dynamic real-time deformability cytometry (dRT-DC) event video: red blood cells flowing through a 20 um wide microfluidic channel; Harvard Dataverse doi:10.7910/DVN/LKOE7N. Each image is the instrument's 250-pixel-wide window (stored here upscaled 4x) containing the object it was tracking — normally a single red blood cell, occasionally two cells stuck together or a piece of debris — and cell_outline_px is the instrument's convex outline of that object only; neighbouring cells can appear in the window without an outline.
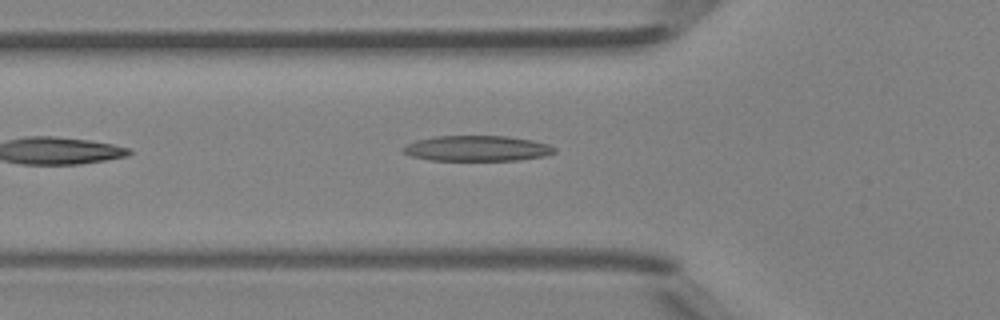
{"species": "Egyptian fruit bat (a non-hibernating species)", "species_latin": "Rousettus aegyptiacus", "temperature_condition": "room temperature", "stored_images_in_passage": 33, "camera_frame_rate_fps": 3000, "um_per_image_px": 0.085, "animal": {"sex": "female"}, "frame": {"image": 1, "passage_image": 3, "time_ms": 0.667, "image_size_px": [1000, 320], "cell_outline_px": [[556, 152], [544, 156], [520, 160], [428, 160], [412, 156], [400, 152], [400, 148], [416, 140], [436, 136], [508, 136], [532, 140], [548, 144], [556, 148]], "centroid_in_image_um": [40.53, 12.61], "position_along_channel_um": 85.3, "area_um2": 22.6}}
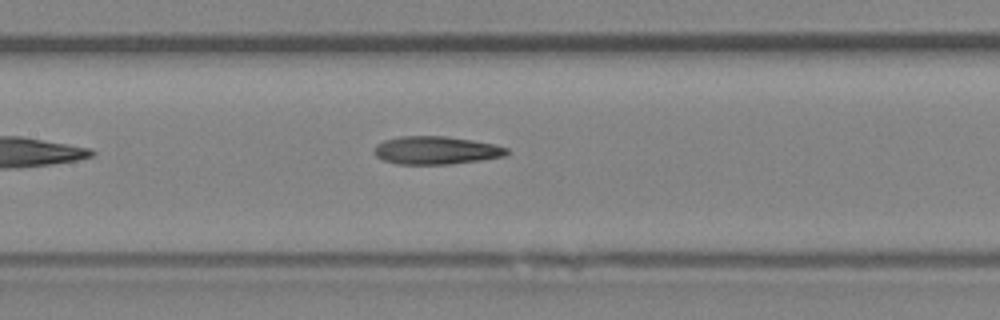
{"frame": {"image": 2, "passage_image": 9, "time_ms": 2.667, "image_size_px": [1000, 320], "cell_outline_px": [[508, 152], [504, 156], [480, 160], [448, 164], [396, 164], [384, 160], [376, 156], [372, 152], [376, 144], [384, 140], [400, 136], [444, 136], [472, 140], [492, 144], [508, 148]], "centroid_in_image_um": [37.01, 12.77], "position_along_channel_um": 170.4, "area_um2": 21.56}}
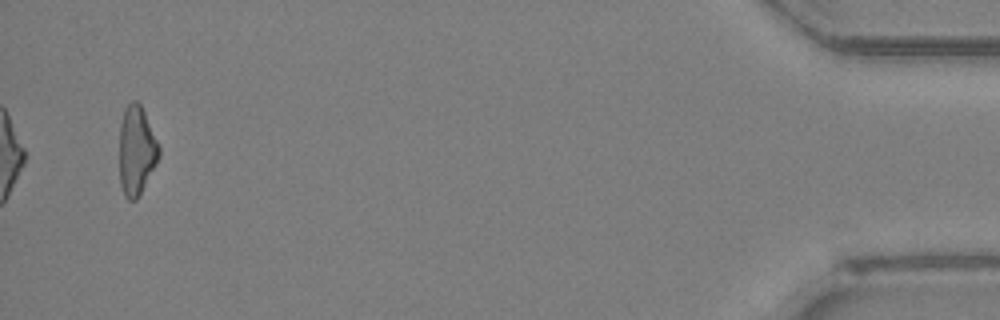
{"frame": {"image": 3, "passage_image": 33, "time_ms": 10.667, "image_size_px": [1000, 320], "cell_outline_px": [[160, 156], [156, 164], [136, 200], [128, 200], [124, 196], [120, 184], [120, 124], [124, 108], [132, 100], [136, 100], [140, 104], [160, 144]], "centroid_in_image_um": [11.6, 12.77], "position_along_channel_um": 423.6, "area_um2": 20.58}, "authors_computed_cell_mechanics": {"area_um2": 21.4438, "velocity_mm_per_s": 4.2514, "shape_relaxation_time_tau1_ms": 6.4988, "shape_relaxation_time_tau2_ms": 6.1131, "deformation_change_tau1": 0.2255, "deformation_change_tau2": 0.2109}}